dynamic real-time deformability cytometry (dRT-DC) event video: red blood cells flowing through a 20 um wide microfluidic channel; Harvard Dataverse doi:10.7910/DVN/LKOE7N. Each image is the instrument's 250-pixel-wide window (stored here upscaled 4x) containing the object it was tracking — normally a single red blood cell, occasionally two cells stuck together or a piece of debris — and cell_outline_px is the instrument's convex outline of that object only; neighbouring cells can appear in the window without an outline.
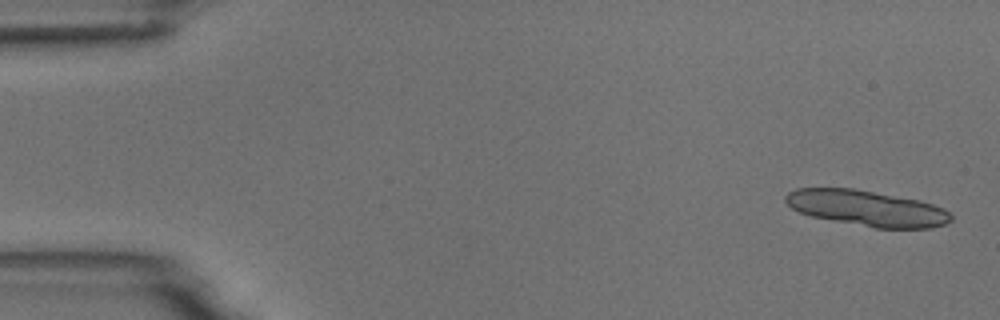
{"species": "common noctule bat (a hibernating species)", "species_latin": "Nyctalus noctula", "temperature_condition": "room temperature", "stored_images_in_passage": 6, "camera_frame_rate_fps": 3000, "um_per_image_px": 0.085, "animal": {"sex": "male", "body_mass_g": 18.8}, "frame": {"image": 1, "passage_image": 1, "time_ms": 0.0, "image_size_px": [1000, 320], "cell_outline_px": [[952, 220], [944, 224], [932, 228], [876, 228], [812, 216], [800, 212], [792, 208], [784, 200], [784, 196], [788, 192], [796, 188], [852, 188], [920, 200], [944, 208], [952, 216]], "centroid_in_image_um": [73.69, 17.69], "position_along_channel_um": 11.3, "area_um2": 34.22}}